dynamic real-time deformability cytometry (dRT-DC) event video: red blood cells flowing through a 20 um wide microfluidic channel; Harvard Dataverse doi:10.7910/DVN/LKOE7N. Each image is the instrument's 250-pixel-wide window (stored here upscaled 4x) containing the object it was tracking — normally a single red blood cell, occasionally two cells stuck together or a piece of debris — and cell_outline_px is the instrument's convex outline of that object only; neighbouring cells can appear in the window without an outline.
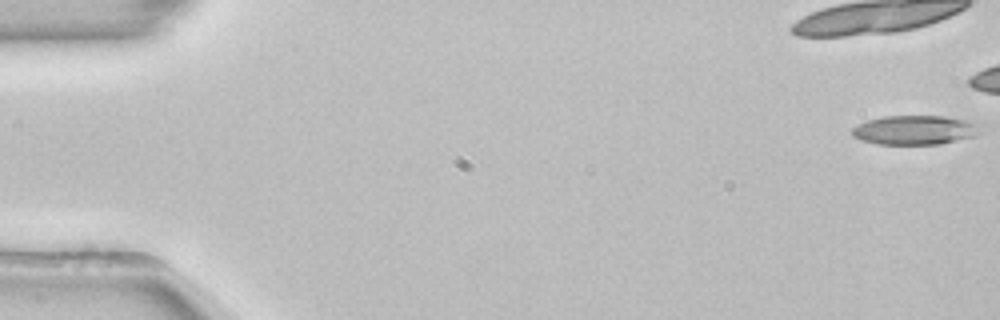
{"species": "common noctule bat (a hibernating species)", "species_latin": "Nyctalus noctula", "temperature_condition": "room temperature", "stored_images_in_passage": 22, "camera_frame_rate_fps": 3000, "um_per_image_px": 0.085, "animal": {"sex": "female", "body_mass_g": 22.7, "forearm_length_mm": 54.2}, "frame": {"image": 1, "passage_image": 1, "time_ms": 0.0, "image_size_px": [1000, 320], "cell_outline_px": [[980, 124], [976, 136], [940, 144], [876, 144], [860, 140], [852, 136], [852, 128], [856, 124], [868, 120], [884, 116], [944, 116], [964, 120]], "centroid_in_image_um": [77.71, 11.05], "position_along_channel_um": 7.3, "area_um2": 21.85}}